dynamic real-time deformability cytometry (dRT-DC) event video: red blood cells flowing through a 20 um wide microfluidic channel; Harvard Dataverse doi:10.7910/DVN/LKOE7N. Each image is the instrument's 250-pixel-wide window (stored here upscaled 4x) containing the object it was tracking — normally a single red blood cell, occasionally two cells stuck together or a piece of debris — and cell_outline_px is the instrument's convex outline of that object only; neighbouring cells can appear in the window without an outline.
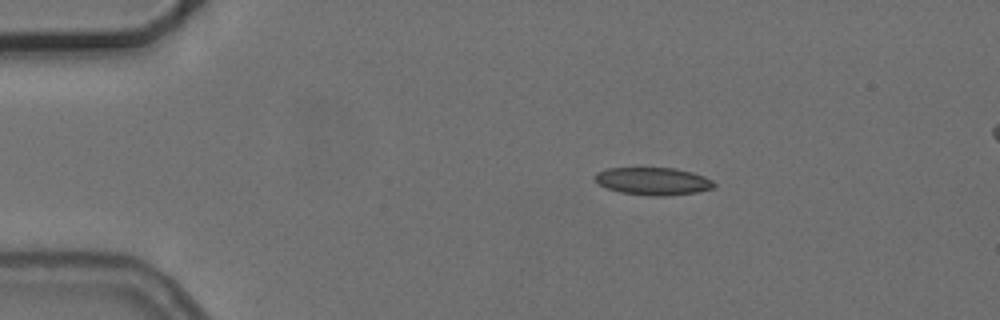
{"species": "common noctule bat (a hibernating species)", "species_latin": "Nyctalus noctula", "temperature_condition": "cold", "stored_images_in_passage": 4, "camera_frame_rate_fps": 3000, "um_per_image_px": 0.085, "animal": {"sex": "female", "body_mass_g": 24.6, "forearm_length_mm": 56.2}, "frame": {"image": 1, "passage_image": 1, "time_ms": 0.0, "image_size_px": [1000, 320], "cell_outline_px": [[716, 188], [696, 192], [668, 196], [652, 196], [620, 192], [604, 188], [596, 180], [596, 172], [608, 168], [676, 168], [692, 172], [704, 176], [712, 180], [716, 184]], "centroid_in_image_um": [55.55, 15.41], "position_along_channel_um": 29.5, "area_um2": 19.25}}
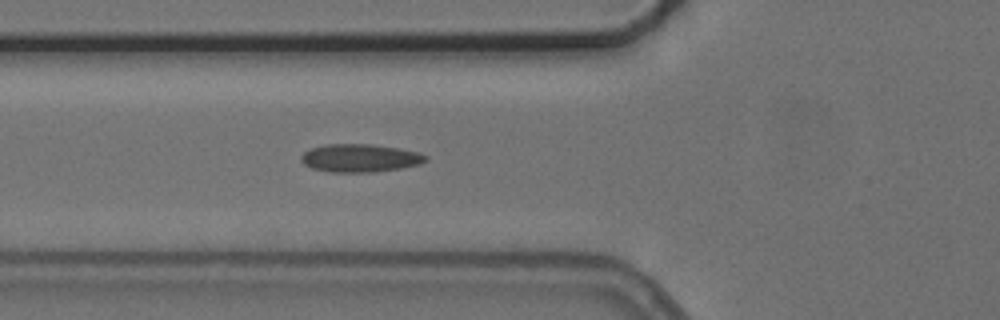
{"frame": {"image": 2, "passage_image": 4, "time_ms": 3.333, "image_size_px": [1000, 320], "cell_outline_px": [[428, 160], [420, 164], [400, 168], [376, 172], [332, 172], [312, 168], [304, 164], [300, 160], [300, 156], [304, 152], [312, 148], [328, 144], [372, 144], [400, 148], [420, 152], [428, 156]], "centroid_in_image_um": [30.64, 13.43], "position_along_channel_um": 95.2, "area_um2": 20.46}}